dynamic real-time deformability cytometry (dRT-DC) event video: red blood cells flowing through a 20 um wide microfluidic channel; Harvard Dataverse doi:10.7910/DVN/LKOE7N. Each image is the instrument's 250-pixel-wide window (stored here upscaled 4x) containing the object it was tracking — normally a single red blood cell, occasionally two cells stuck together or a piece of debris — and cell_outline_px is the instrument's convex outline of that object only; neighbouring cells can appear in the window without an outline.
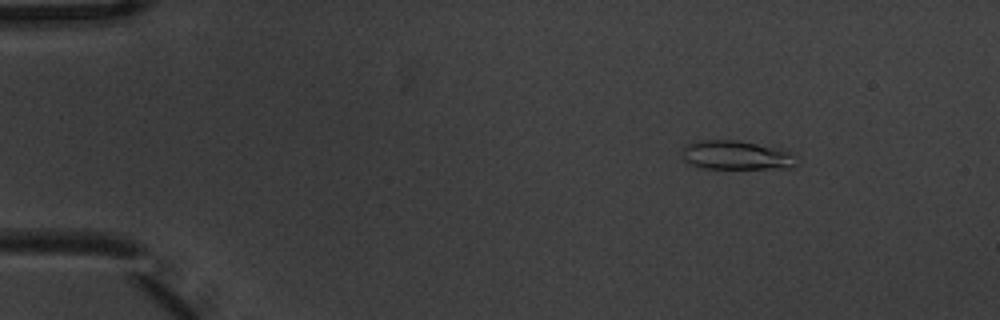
{"species": "common noctule bat (a hibernating species)", "species_latin": "Nyctalus noctula", "temperature_condition": "warm", "stored_images_in_passage": 4, "camera_frame_rate_fps": 3000, "um_per_image_px": 0.085, "animal": {"sex": "male", "body_mass_g": 20.1, "forearm_length_mm": 53.5}, "frame": {"image": 1, "passage_image": 2, "time_ms": 0.333, "image_size_px": [1000, 320], "cell_outline_px": [[800, 156], [796, 164], [792, 168], [704, 168], [692, 164], [684, 160], [684, 148], [688, 144], [700, 140], [736, 140], [756, 144], [788, 152]], "centroid_in_image_um": [62.64, 13.2], "position_along_channel_um": 22.4, "area_um2": 18.96}}